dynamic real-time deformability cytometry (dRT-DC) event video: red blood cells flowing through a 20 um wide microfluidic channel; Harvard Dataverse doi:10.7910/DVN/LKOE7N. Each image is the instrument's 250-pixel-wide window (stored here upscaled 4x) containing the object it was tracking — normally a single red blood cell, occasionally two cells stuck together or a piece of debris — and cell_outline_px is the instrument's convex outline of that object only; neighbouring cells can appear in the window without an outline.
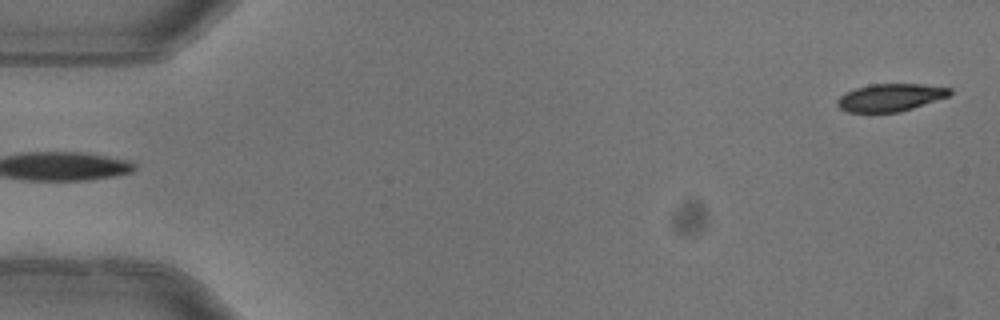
{"species": "common noctule bat (a hibernating species)", "species_latin": "Nyctalus noctula", "temperature_condition": "warm", "stored_images_in_passage": 5, "segment_of_instrument_passage": [2, 2], "camera_frame_rate_fps": 3000, "um_per_image_px": 0.085, "animal": {"sex": "female"}, "frame": {"image": 1, "passage_image": 5, "time_ms": 1.333, "image_size_px": [1000, 320], "cell_outline_px": [[952, 92], [948, 96], [900, 112], [848, 112], [840, 108], [836, 104], [836, 100], [840, 96], [856, 88], [868, 84], [920, 84], [952, 88]], "centroid_in_image_um": [75.67, 8.28], "position_along_channel_um": 9.3, "area_um2": 17.92}}